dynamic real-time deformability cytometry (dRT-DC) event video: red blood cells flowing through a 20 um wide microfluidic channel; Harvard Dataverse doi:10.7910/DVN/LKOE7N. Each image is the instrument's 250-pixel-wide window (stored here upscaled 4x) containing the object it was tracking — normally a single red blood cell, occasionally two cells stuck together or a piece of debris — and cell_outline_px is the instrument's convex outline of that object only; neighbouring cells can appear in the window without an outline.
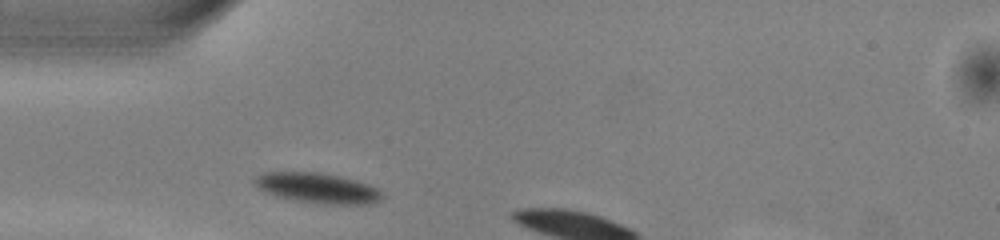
{"species": "common noctule bat (a hibernating species)", "species_latin": "Nyctalus noctula", "temperature_condition": "warm", "stored_images_in_passage": 4, "camera_frame_rate_fps": 3000, "um_per_image_px": 0.085, "animal": {"sex": "male", "body_mass_g": 13.0, "forearm_length_mm": 53.1}, "frame": {"image": 1, "passage_image": 1, "time_ms": 0.0, "image_size_px": [1000, 240], "cell_outline_px": [[384, 196], [380, 200], [372, 204], [324, 204], [292, 200], [276, 196], [256, 188], [252, 184], [252, 180], [256, 176], [264, 172], [320, 172], [340, 176], [356, 180], [380, 188]], "centroid_in_image_um": [26.98, 15.98], "position_along_channel_um": 58.0, "area_um2": 22.89}}